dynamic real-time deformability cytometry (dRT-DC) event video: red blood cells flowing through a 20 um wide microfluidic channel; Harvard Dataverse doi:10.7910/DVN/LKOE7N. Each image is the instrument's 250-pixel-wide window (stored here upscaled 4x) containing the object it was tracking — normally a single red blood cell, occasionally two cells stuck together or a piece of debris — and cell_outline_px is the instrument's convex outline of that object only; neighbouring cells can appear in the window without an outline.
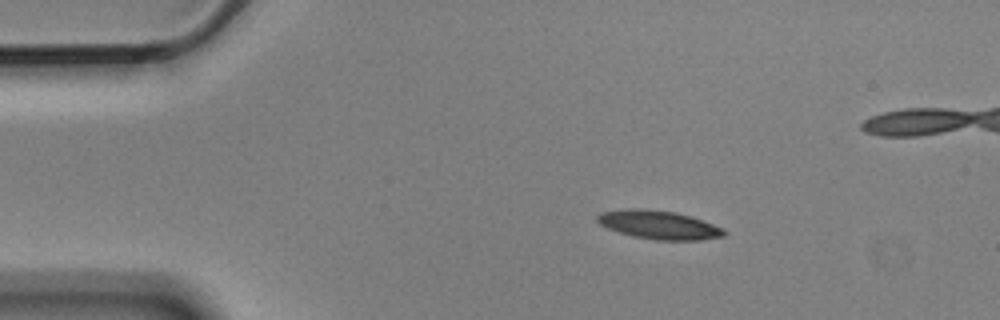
{"species": "Egyptian fruit bat (a non-hibernating species)", "species_latin": "Rousettus aegyptiacus", "temperature_condition": "cold", "stored_images_in_passage": 5, "camera_frame_rate_fps": 3000, "um_per_image_px": 0.085, "animal": {"sex": "male"}, "frame": {"image": 1, "passage_image": 1, "time_ms": 0.0, "image_size_px": [1000, 320], "cell_outline_px": [[728, 232], [724, 236], [700, 240], [656, 240], [636, 236], [620, 232], [608, 228], [600, 224], [596, 220], [596, 216], [600, 212], [628, 208], [644, 208], [676, 212], [692, 216], [724, 228]], "centroid_in_image_um": [56.03, 19.1], "position_along_channel_um": 29.0, "area_um2": 21.21}}
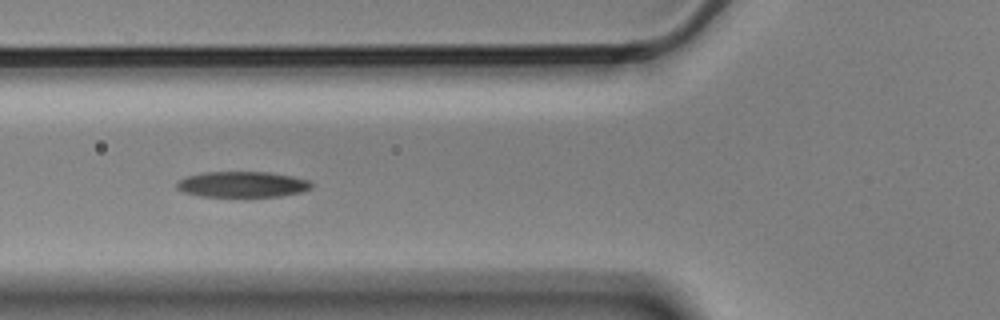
{"frame": {"image": 2, "passage_image": 4, "time_ms": 1.0, "image_size_px": [1000, 320], "cell_outline_px": [[312, 188], [300, 192], [280, 196], [200, 196], [184, 192], [176, 188], [176, 184], [180, 180], [188, 176], [204, 172], [268, 172], [292, 176], [312, 180]], "centroid_in_image_um": [20.63, 15.66], "position_along_channel_um": 105.2, "area_um2": 20.11}}
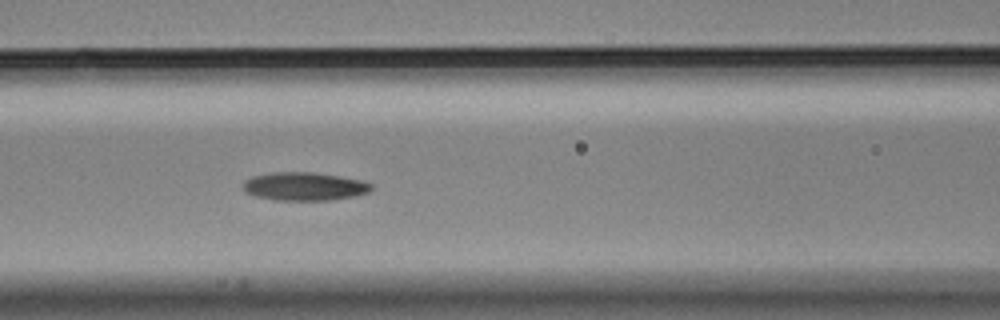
{"frame": {"image": 3, "passage_image": 5, "time_ms": 1.333, "image_size_px": [1000, 320], "cell_outline_px": [[372, 188], [368, 192], [356, 196], [332, 200], [272, 200], [256, 196], [244, 192], [244, 180], [252, 176], [272, 172], [312, 172], [340, 176], [360, 180], [372, 184]], "centroid_in_image_um": [25.86, 15.84], "position_along_channel_um": 140.7, "area_um2": 21.21}}